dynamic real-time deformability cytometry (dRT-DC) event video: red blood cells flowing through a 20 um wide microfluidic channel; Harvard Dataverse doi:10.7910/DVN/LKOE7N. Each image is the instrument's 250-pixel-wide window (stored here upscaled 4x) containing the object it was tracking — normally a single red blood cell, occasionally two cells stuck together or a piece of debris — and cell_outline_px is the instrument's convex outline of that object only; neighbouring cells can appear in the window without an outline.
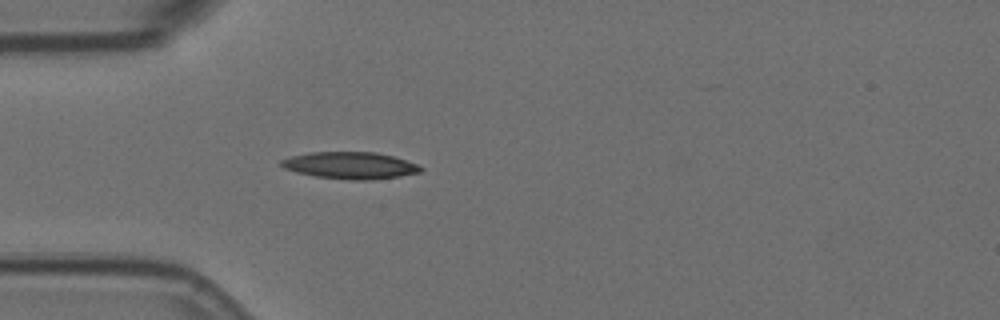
{"species": "Egyptian fruit bat (a non-hibernating species)", "species_latin": "Rousettus aegyptiacus", "temperature_condition": "room temperature", "stored_images_in_passage": 3, "camera_frame_rate_fps": 3000, "um_per_image_px": 0.085, "animal": {"sex": "female"}, "frame": {"image": 1, "passage_image": 3, "time_ms": 0.667, "image_size_px": [1000, 320], "cell_outline_px": [[424, 168], [420, 172], [400, 176], [372, 180], [348, 180], [316, 176], [296, 172], [284, 168], [280, 164], [280, 160], [292, 156], [308, 152], [376, 152], [392, 156], [416, 164]], "centroid_in_image_um": [29.75, 14.06], "position_along_channel_um": 55.2, "area_um2": 21.79}}